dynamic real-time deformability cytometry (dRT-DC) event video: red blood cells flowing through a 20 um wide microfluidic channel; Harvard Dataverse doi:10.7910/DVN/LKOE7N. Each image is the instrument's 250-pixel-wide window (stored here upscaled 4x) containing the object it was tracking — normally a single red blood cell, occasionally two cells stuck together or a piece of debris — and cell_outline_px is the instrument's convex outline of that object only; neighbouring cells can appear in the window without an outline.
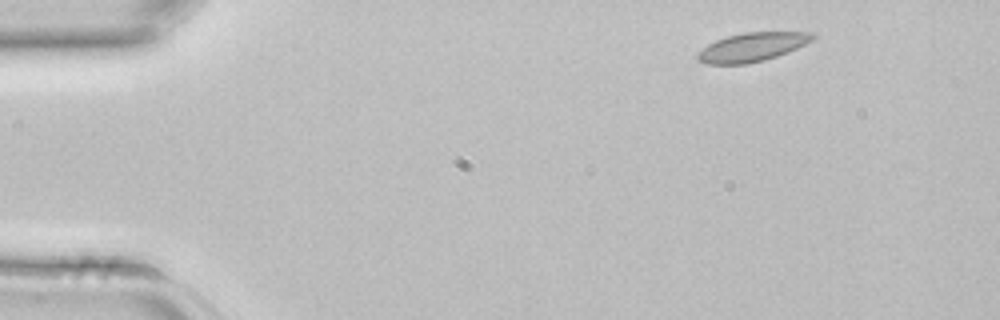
{"species": "common noctule bat (a hibernating species)", "species_latin": "Nyctalus noctula", "temperature_condition": "room temperature", "stored_images_in_passage": 5, "segment_of_instrument_passage": [1, 2], "camera_frame_rate_fps": 3000, "um_per_image_px": 0.085, "animal": {"sex": "female", "body_mass_g": 22.7, "forearm_length_mm": 54.2}, "frame": {"image": 1, "passage_image": 1, "time_ms": 0.0, "image_size_px": [1000, 320], "cell_outline_px": [[816, 36], [812, 40], [788, 52], [764, 60], [748, 64], [704, 64], [696, 60], [696, 52], [708, 44], [716, 40], [728, 36], [744, 32], [812, 32]], "centroid_in_image_um": [63.87, 4.01], "position_along_channel_um": 21.1, "area_um2": 19.36}}
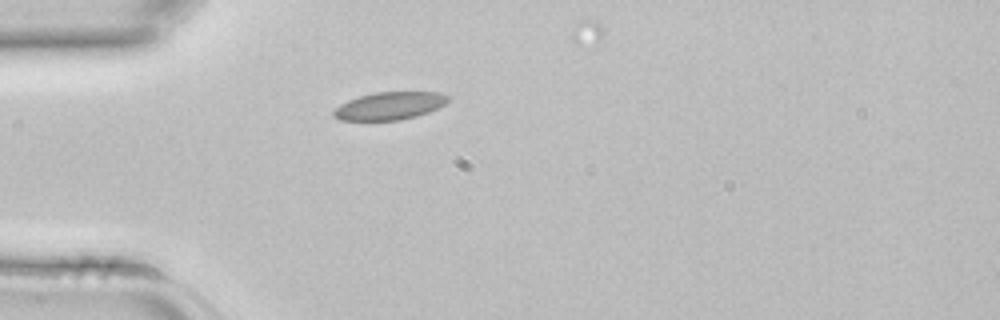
{"frame": {"image": 2, "passage_image": 3, "time_ms": 0.667, "image_size_px": [1000, 320], "cell_outline_px": [[448, 100], [444, 104], [428, 112], [416, 116], [400, 120], [340, 120], [332, 116], [332, 112], [340, 104], [348, 100], [360, 96], [376, 92], [440, 92], [448, 96]], "centroid_in_image_um": [33.08, 9.0], "position_along_channel_um": 51.9, "area_um2": 18.32}}